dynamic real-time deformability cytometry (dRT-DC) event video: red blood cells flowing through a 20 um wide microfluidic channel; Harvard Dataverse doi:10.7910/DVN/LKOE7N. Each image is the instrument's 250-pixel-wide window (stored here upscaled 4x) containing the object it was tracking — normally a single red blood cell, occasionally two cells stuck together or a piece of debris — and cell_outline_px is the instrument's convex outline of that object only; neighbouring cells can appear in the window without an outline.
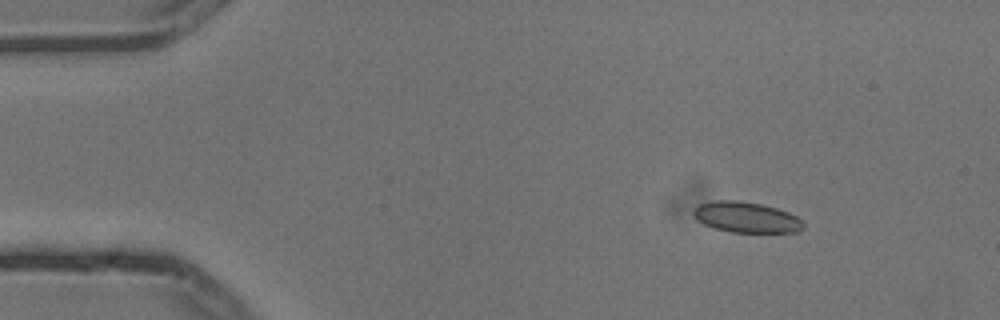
{"species": "common noctule bat (a hibernating species)", "species_latin": "Nyctalus noctula", "temperature_condition": "cold", "stored_images_in_passage": 5, "camera_frame_rate_fps": 3000, "um_per_image_px": 0.085, "animal": {"sex": "male", "body_mass_g": 13.3}, "frame": {"image": 1, "passage_image": 2, "time_ms": 0.333, "image_size_px": [1000, 320], "cell_outline_px": [[804, 228], [796, 232], [728, 232], [704, 224], [692, 212], [692, 208], [700, 204], [716, 200], [736, 200], [760, 204], [776, 208], [788, 212], [796, 216], [804, 224]], "centroid_in_image_um": [63.43, 18.47], "position_along_channel_um": 21.6, "area_um2": 19.42}}